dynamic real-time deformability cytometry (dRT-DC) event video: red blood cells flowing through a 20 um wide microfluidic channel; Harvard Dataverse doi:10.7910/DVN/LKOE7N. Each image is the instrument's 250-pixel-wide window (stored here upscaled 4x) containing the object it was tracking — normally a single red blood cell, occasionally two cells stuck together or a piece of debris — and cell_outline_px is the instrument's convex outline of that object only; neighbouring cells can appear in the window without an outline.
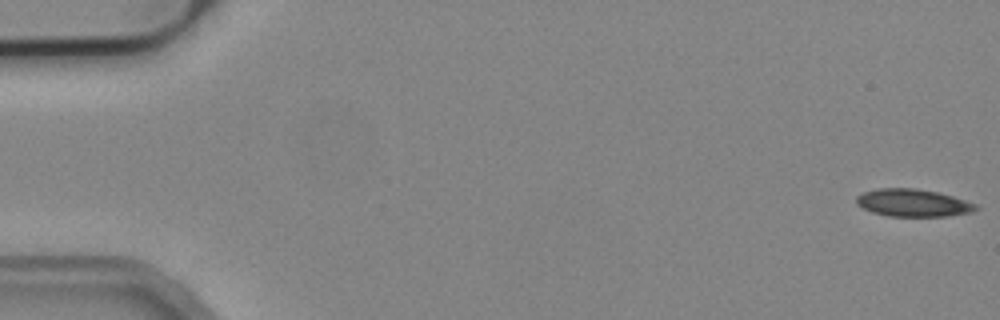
{"species": "common noctule bat (a hibernating species)", "species_latin": "Nyctalus noctula", "temperature_condition": "cold", "stored_images_in_passage": 54, "camera_frame_rate_fps": 3000, "um_per_image_px": 0.085, "animal": {"sex": "male", "body_mass_g": 19.2, "forearm_length_mm": 51.8}, "frame": {"image": 1, "passage_image": 1, "time_ms": 0.0, "image_size_px": [1000, 320], "cell_outline_px": [[980, 208], [972, 212], [948, 216], [888, 216], [872, 212], [856, 204], [856, 196], [864, 192], [880, 188], [916, 188], [936, 192], [952, 196], [976, 204]], "centroid_in_image_um": [77.6, 17.24], "position_along_channel_um": 7.4, "area_um2": 19.07}}
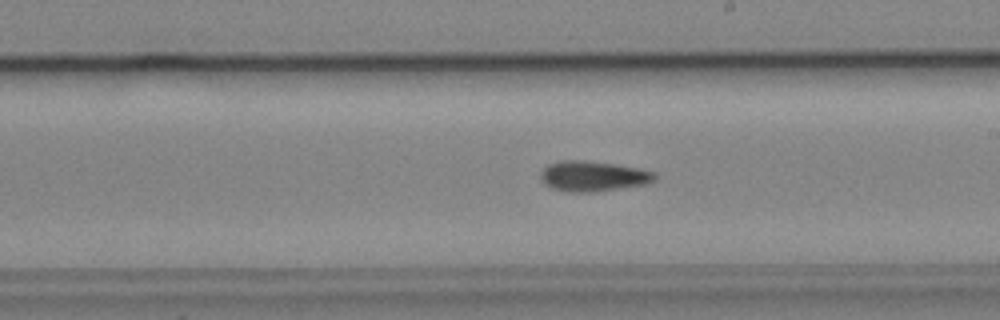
{"frame": {"image": 2, "passage_image": 31, "time_ms": 10.0, "image_size_px": [1000, 320], "cell_outline_px": [[656, 180], [644, 184], [592, 192], [576, 192], [552, 188], [544, 184], [540, 176], [540, 172], [548, 164], [560, 160], [584, 160], [640, 168], [656, 172]], "centroid_in_image_um": [50.4, 14.96], "position_along_channel_um": 238.6, "area_um2": 20.0}}
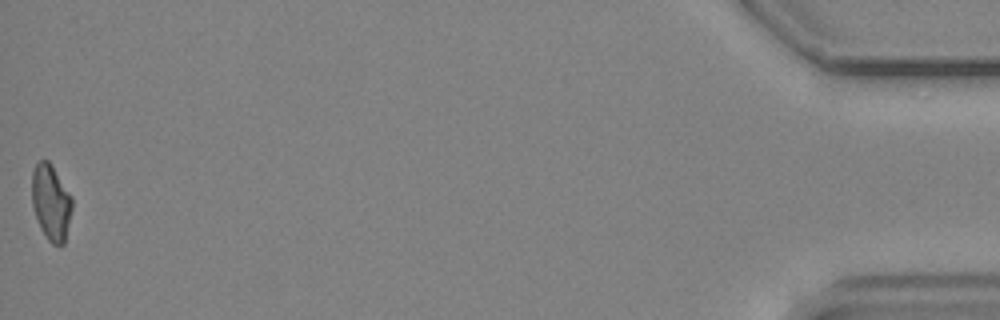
{"frame": {"image": 3, "passage_image": 54, "time_ms": 17.667, "image_size_px": [1000, 320], "cell_outline_px": [[72, 208], [64, 244], [52, 244], [48, 240], [40, 228], [32, 204], [32, 172], [36, 164], [40, 160], [48, 160], [52, 164], [72, 196]], "centroid_in_image_um": [4.34, 17.18], "position_along_channel_um": 430.9, "area_um2": 17.74}}